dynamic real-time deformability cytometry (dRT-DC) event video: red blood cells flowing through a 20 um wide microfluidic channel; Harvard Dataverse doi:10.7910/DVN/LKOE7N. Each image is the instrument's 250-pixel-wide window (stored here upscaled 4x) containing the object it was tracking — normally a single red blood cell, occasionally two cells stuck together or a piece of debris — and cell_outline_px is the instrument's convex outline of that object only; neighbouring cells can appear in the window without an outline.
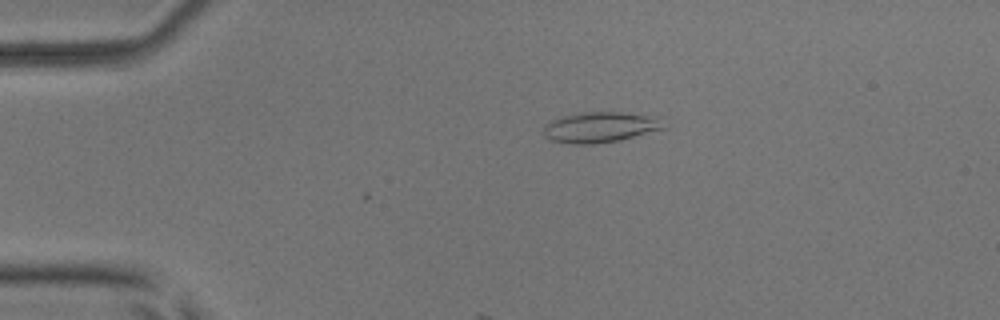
{"species": "common noctule bat (a hibernating species)", "species_latin": "Nyctalus noctula", "temperature_condition": "room temperature", "stored_images_in_passage": 9, "camera_frame_rate_fps": 3000, "um_per_image_px": 0.085, "animal": {"sex": "male", "body_mass_g": 17.9, "forearm_length_mm": 54.2}, "frame": {"image": 1, "passage_image": 2, "time_ms": 0.333, "image_size_px": [1000, 320], "cell_outline_px": [[668, 128], [620, 140], [592, 144], [572, 144], [552, 140], [544, 136], [544, 124], [552, 120], [564, 116], [584, 112], [620, 112], [664, 116]], "centroid_in_image_um": [51.15, 10.8], "position_along_channel_um": 33.8, "area_um2": 21.85}}